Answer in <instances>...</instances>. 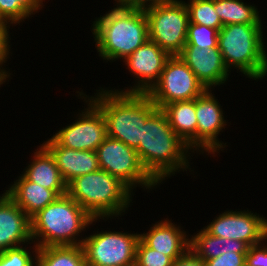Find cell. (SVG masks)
Segmentation results:
<instances>
[{"mask_svg":"<svg viewBox=\"0 0 267 266\" xmlns=\"http://www.w3.org/2000/svg\"><path fill=\"white\" fill-rule=\"evenodd\" d=\"M136 151L145 170L159 185L176 173L195 172L190 166L195 153L176 135L159 108L142 127Z\"/></svg>","mask_w":267,"mask_h":266,"instance_id":"6da1fadb","label":"cell"},{"mask_svg":"<svg viewBox=\"0 0 267 266\" xmlns=\"http://www.w3.org/2000/svg\"><path fill=\"white\" fill-rule=\"evenodd\" d=\"M92 23L95 48L104 62L125 60L149 39L148 19L140 7L114 5Z\"/></svg>","mask_w":267,"mask_h":266,"instance_id":"7a4b0ae2","label":"cell"},{"mask_svg":"<svg viewBox=\"0 0 267 266\" xmlns=\"http://www.w3.org/2000/svg\"><path fill=\"white\" fill-rule=\"evenodd\" d=\"M109 88L98 87L94 96H86L104 115L107 136L136 150L142 127L158 108L147 93L119 92Z\"/></svg>","mask_w":267,"mask_h":266,"instance_id":"3957f363","label":"cell"},{"mask_svg":"<svg viewBox=\"0 0 267 266\" xmlns=\"http://www.w3.org/2000/svg\"><path fill=\"white\" fill-rule=\"evenodd\" d=\"M30 221L32 241L38 248H42L82 245L84 231L87 233V228L101 220L92 218L66 193L37 212Z\"/></svg>","mask_w":267,"mask_h":266,"instance_id":"277c9868","label":"cell"},{"mask_svg":"<svg viewBox=\"0 0 267 266\" xmlns=\"http://www.w3.org/2000/svg\"><path fill=\"white\" fill-rule=\"evenodd\" d=\"M67 194L92 218L106 222L120 219L127 213L135 192L116 176L98 169L71 180L67 184Z\"/></svg>","mask_w":267,"mask_h":266,"instance_id":"5b68a950","label":"cell"},{"mask_svg":"<svg viewBox=\"0 0 267 266\" xmlns=\"http://www.w3.org/2000/svg\"><path fill=\"white\" fill-rule=\"evenodd\" d=\"M263 24H230L218 31V43L226 67L250 80L267 76V47Z\"/></svg>","mask_w":267,"mask_h":266,"instance_id":"8992f818","label":"cell"},{"mask_svg":"<svg viewBox=\"0 0 267 266\" xmlns=\"http://www.w3.org/2000/svg\"><path fill=\"white\" fill-rule=\"evenodd\" d=\"M148 19L149 40L170 56L179 55L186 45L189 15L183 0H161L143 7Z\"/></svg>","mask_w":267,"mask_h":266,"instance_id":"52a82bcc","label":"cell"},{"mask_svg":"<svg viewBox=\"0 0 267 266\" xmlns=\"http://www.w3.org/2000/svg\"><path fill=\"white\" fill-rule=\"evenodd\" d=\"M94 230L82 242L86 266H135L140 234ZM96 231V232H95Z\"/></svg>","mask_w":267,"mask_h":266,"instance_id":"ba28073f","label":"cell"},{"mask_svg":"<svg viewBox=\"0 0 267 266\" xmlns=\"http://www.w3.org/2000/svg\"><path fill=\"white\" fill-rule=\"evenodd\" d=\"M96 154L99 168L119 178L132 191L141 187L148 193L160 187L143 167L137 151L122 141L107 137L96 149Z\"/></svg>","mask_w":267,"mask_h":266,"instance_id":"9c48e42d","label":"cell"},{"mask_svg":"<svg viewBox=\"0 0 267 266\" xmlns=\"http://www.w3.org/2000/svg\"><path fill=\"white\" fill-rule=\"evenodd\" d=\"M76 91L78 99H84L86 108L80 111L71 124L59 128L51 139L59 146L74 150L96 151L108 137L106 120L101 110L86 96L84 91Z\"/></svg>","mask_w":267,"mask_h":266,"instance_id":"30bf717a","label":"cell"},{"mask_svg":"<svg viewBox=\"0 0 267 266\" xmlns=\"http://www.w3.org/2000/svg\"><path fill=\"white\" fill-rule=\"evenodd\" d=\"M206 90L181 57L174 55L167 59L159 80L147 95L162 109L172 102L193 100Z\"/></svg>","mask_w":267,"mask_h":266,"instance_id":"8fae6325","label":"cell"},{"mask_svg":"<svg viewBox=\"0 0 267 266\" xmlns=\"http://www.w3.org/2000/svg\"><path fill=\"white\" fill-rule=\"evenodd\" d=\"M207 89L195 98L197 117V154L215 157L223 151L227 143L218 138L228 124L222 106L215 97L214 91ZM213 93V94H212ZM219 153V154H218ZM217 154V155H215ZM213 155V156H212Z\"/></svg>","mask_w":267,"mask_h":266,"instance_id":"7c38bea8","label":"cell"},{"mask_svg":"<svg viewBox=\"0 0 267 266\" xmlns=\"http://www.w3.org/2000/svg\"><path fill=\"white\" fill-rule=\"evenodd\" d=\"M203 228L215 237L235 239L248 246L260 243L267 237V219L249 209L226 210Z\"/></svg>","mask_w":267,"mask_h":266,"instance_id":"4fadbf2b","label":"cell"},{"mask_svg":"<svg viewBox=\"0 0 267 266\" xmlns=\"http://www.w3.org/2000/svg\"><path fill=\"white\" fill-rule=\"evenodd\" d=\"M170 55L155 42L147 40L123 62L126 69L135 79V84L123 89H112L119 92L147 93L159 80L164 65Z\"/></svg>","mask_w":267,"mask_h":266,"instance_id":"5bb4252c","label":"cell"},{"mask_svg":"<svg viewBox=\"0 0 267 266\" xmlns=\"http://www.w3.org/2000/svg\"><path fill=\"white\" fill-rule=\"evenodd\" d=\"M179 56L206 89L214 90L216 87L226 85L230 79L231 73L218 47L199 49L185 45Z\"/></svg>","mask_w":267,"mask_h":266,"instance_id":"9a60e30c","label":"cell"},{"mask_svg":"<svg viewBox=\"0 0 267 266\" xmlns=\"http://www.w3.org/2000/svg\"><path fill=\"white\" fill-rule=\"evenodd\" d=\"M0 194V253L33 243L30 217L6 194Z\"/></svg>","mask_w":267,"mask_h":266,"instance_id":"2e32d148","label":"cell"},{"mask_svg":"<svg viewBox=\"0 0 267 266\" xmlns=\"http://www.w3.org/2000/svg\"><path fill=\"white\" fill-rule=\"evenodd\" d=\"M151 225L146 233H139L140 239L148 247L169 256L173 261L190 248V234L173 220L164 218Z\"/></svg>","mask_w":267,"mask_h":266,"instance_id":"e0dca14e","label":"cell"},{"mask_svg":"<svg viewBox=\"0 0 267 266\" xmlns=\"http://www.w3.org/2000/svg\"><path fill=\"white\" fill-rule=\"evenodd\" d=\"M42 145L53 156L66 184L78 176L100 169L96 151L69 149L57 145L51 138H47Z\"/></svg>","mask_w":267,"mask_h":266,"instance_id":"ac0fdd59","label":"cell"},{"mask_svg":"<svg viewBox=\"0 0 267 266\" xmlns=\"http://www.w3.org/2000/svg\"><path fill=\"white\" fill-rule=\"evenodd\" d=\"M32 161L22 171L29 181L46 189L54 190L59 196L67 193V184L63 180L51 153L42 145L31 154Z\"/></svg>","mask_w":267,"mask_h":266,"instance_id":"d6986e66","label":"cell"},{"mask_svg":"<svg viewBox=\"0 0 267 266\" xmlns=\"http://www.w3.org/2000/svg\"><path fill=\"white\" fill-rule=\"evenodd\" d=\"M17 178L5 192L30 218L59 196L54 190L31 182L22 174Z\"/></svg>","mask_w":267,"mask_h":266,"instance_id":"ffe728a7","label":"cell"},{"mask_svg":"<svg viewBox=\"0 0 267 266\" xmlns=\"http://www.w3.org/2000/svg\"><path fill=\"white\" fill-rule=\"evenodd\" d=\"M176 135L197 153V117L195 99L166 104L161 109Z\"/></svg>","mask_w":267,"mask_h":266,"instance_id":"44dd1931","label":"cell"},{"mask_svg":"<svg viewBox=\"0 0 267 266\" xmlns=\"http://www.w3.org/2000/svg\"><path fill=\"white\" fill-rule=\"evenodd\" d=\"M190 234V249L202 260L217 258L225 252L247 253L249 246L235 239L215 237L204 228Z\"/></svg>","mask_w":267,"mask_h":266,"instance_id":"7402d4cb","label":"cell"},{"mask_svg":"<svg viewBox=\"0 0 267 266\" xmlns=\"http://www.w3.org/2000/svg\"><path fill=\"white\" fill-rule=\"evenodd\" d=\"M214 9L221 23L230 24H262V15L255 4L243 0H214Z\"/></svg>","mask_w":267,"mask_h":266,"instance_id":"603a6c76","label":"cell"},{"mask_svg":"<svg viewBox=\"0 0 267 266\" xmlns=\"http://www.w3.org/2000/svg\"><path fill=\"white\" fill-rule=\"evenodd\" d=\"M36 266H86L83 248L81 245L39 248Z\"/></svg>","mask_w":267,"mask_h":266,"instance_id":"cb8c5ba5","label":"cell"},{"mask_svg":"<svg viewBox=\"0 0 267 266\" xmlns=\"http://www.w3.org/2000/svg\"><path fill=\"white\" fill-rule=\"evenodd\" d=\"M45 0H0V21L10 28L21 25L44 8ZM33 15V16H32Z\"/></svg>","mask_w":267,"mask_h":266,"instance_id":"d4e9b609","label":"cell"},{"mask_svg":"<svg viewBox=\"0 0 267 266\" xmlns=\"http://www.w3.org/2000/svg\"><path fill=\"white\" fill-rule=\"evenodd\" d=\"M184 3L190 23L205 25L218 31L222 28L223 24L214 9V0H187Z\"/></svg>","mask_w":267,"mask_h":266,"instance_id":"484cf974","label":"cell"},{"mask_svg":"<svg viewBox=\"0 0 267 266\" xmlns=\"http://www.w3.org/2000/svg\"><path fill=\"white\" fill-rule=\"evenodd\" d=\"M29 244L32 245L34 243L9 248L0 253V266H36L39 248L35 244L33 247H28Z\"/></svg>","mask_w":267,"mask_h":266,"instance_id":"4316f807","label":"cell"},{"mask_svg":"<svg viewBox=\"0 0 267 266\" xmlns=\"http://www.w3.org/2000/svg\"><path fill=\"white\" fill-rule=\"evenodd\" d=\"M218 43V30L205 25L190 23L188 25L186 45L201 48H216Z\"/></svg>","mask_w":267,"mask_h":266,"instance_id":"83f0119b","label":"cell"},{"mask_svg":"<svg viewBox=\"0 0 267 266\" xmlns=\"http://www.w3.org/2000/svg\"><path fill=\"white\" fill-rule=\"evenodd\" d=\"M173 260L150 247L141 239L136 248L135 266H172Z\"/></svg>","mask_w":267,"mask_h":266,"instance_id":"f1b7e54d","label":"cell"},{"mask_svg":"<svg viewBox=\"0 0 267 266\" xmlns=\"http://www.w3.org/2000/svg\"><path fill=\"white\" fill-rule=\"evenodd\" d=\"M10 27L7 24H0V72L8 79H12L10 76L12 73H10V69L8 70L5 66V63L10 58V55L12 54V49H10L12 46L10 45L11 40V33ZM4 65V67H3ZM7 69V70H6Z\"/></svg>","mask_w":267,"mask_h":266,"instance_id":"f546056e","label":"cell"},{"mask_svg":"<svg viewBox=\"0 0 267 266\" xmlns=\"http://www.w3.org/2000/svg\"><path fill=\"white\" fill-rule=\"evenodd\" d=\"M245 266H267V237L262 242L249 246Z\"/></svg>","mask_w":267,"mask_h":266,"instance_id":"4dcf8cb0","label":"cell"},{"mask_svg":"<svg viewBox=\"0 0 267 266\" xmlns=\"http://www.w3.org/2000/svg\"><path fill=\"white\" fill-rule=\"evenodd\" d=\"M246 253L225 252L214 259L206 260L207 266H245Z\"/></svg>","mask_w":267,"mask_h":266,"instance_id":"1f68e13d","label":"cell"},{"mask_svg":"<svg viewBox=\"0 0 267 266\" xmlns=\"http://www.w3.org/2000/svg\"><path fill=\"white\" fill-rule=\"evenodd\" d=\"M172 266H207L190 248L173 261Z\"/></svg>","mask_w":267,"mask_h":266,"instance_id":"d6a6232c","label":"cell"},{"mask_svg":"<svg viewBox=\"0 0 267 266\" xmlns=\"http://www.w3.org/2000/svg\"><path fill=\"white\" fill-rule=\"evenodd\" d=\"M115 6H120V7H146L149 5H152L154 3H157L161 0H114Z\"/></svg>","mask_w":267,"mask_h":266,"instance_id":"836d02e7","label":"cell"},{"mask_svg":"<svg viewBox=\"0 0 267 266\" xmlns=\"http://www.w3.org/2000/svg\"><path fill=\"white\" fill-rule=\"evenodd\" d=\"M6 82H9V80L0 72V87L1 85H5Z\"/></svg>","mask_w":267,"mask_h":266,"instance_id":"e575fe53","label":"cell"}]
</instances>
